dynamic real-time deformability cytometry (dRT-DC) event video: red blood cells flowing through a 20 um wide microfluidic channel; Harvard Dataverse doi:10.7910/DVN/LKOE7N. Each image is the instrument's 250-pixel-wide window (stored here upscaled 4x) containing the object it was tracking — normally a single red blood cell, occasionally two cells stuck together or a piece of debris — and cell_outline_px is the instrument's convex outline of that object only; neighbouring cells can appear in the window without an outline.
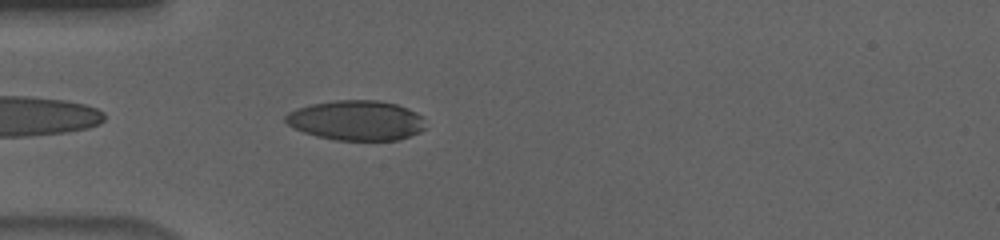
{"species": "human", "species_latin": "Homo sapiens", "temperature_condition": "cold", "stored_images_in_passage": 41, "camera_frame_rate_fps": 3000, "um_per_image_px": 0.085, "donor": {"sex": "male"}, "frame": {"image": 1, "passage_image": 2, "time_ms": 0.333, "image_size_px": [1000, 240], "cell_outline_px": [[424, 128], [420, 132], [396, 140], [332, 140], [316, 136], [304, 132], [288, 124], [284, 120], [284, 116], [288, 112], [296, 108], [312, 104], [336, 100], [380, 100], [396, 104], [408, 108], [416, 112], [420, 116]], "centroid_in_image_um": [30.25, 10.23], "position_along_channel_um": 54.7, "area_um2": 32.43}}
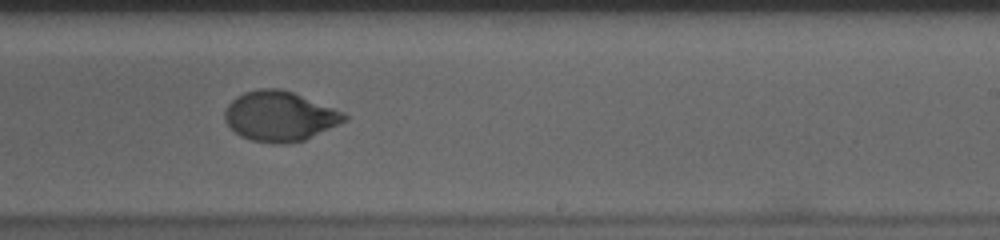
{"frame": {"image": 2, "passage_image": 20, "time_ms": 6.333, "image_size_px": [1000, 240], "cell_outline_px": [[348, 120], [304, 140], [288, 144], [272, 144], [252, 140], [240, 136], [224, 120], [224, 112], [228, 104], [236, 96], [244, 92], [260, 88], [276, 88], [292, 92], [344, 112], [348, 116]], "centroid_in_image_um": [23.77, 9.89], "position_along_channel_um": 265.2, "area_um2": 34.74}}
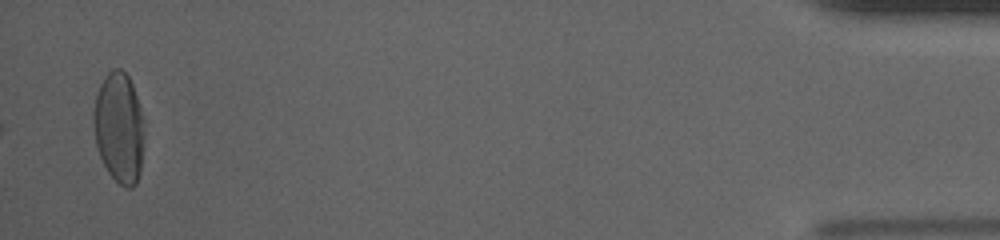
{"frame": {"image": 3, "passage_image": 40, "time_ms": 13.0, "image_size_px": [1000, 240], "cell_outline_px": [[144, 136], [140, 172], [136, 184], [132, 188], [124, 188], [108, 172], [100, 156], [96, 144], [92, 124], [92, 112], [96, 92], [100, 84], [108, 72], [112, 68], [120, 68], [128, 76], [132, 84], [144, 120]], "centroid_in_image_um": [10.11, 10.85], "position_along_channel_um": 425.1, "area_um2": 33.06}, "authors_computed_cell_mechanics": {"area_um2": 34.3332, "velocity_mm_per_s": 3.648, "shape_relaxation_time_tau1_ms": 4.8307, "shape_relaxation_time_tau2_ms": 1.0097, "deformation_change_tau1": 0.1815, "deformation_change_tau2": 0.0393}}